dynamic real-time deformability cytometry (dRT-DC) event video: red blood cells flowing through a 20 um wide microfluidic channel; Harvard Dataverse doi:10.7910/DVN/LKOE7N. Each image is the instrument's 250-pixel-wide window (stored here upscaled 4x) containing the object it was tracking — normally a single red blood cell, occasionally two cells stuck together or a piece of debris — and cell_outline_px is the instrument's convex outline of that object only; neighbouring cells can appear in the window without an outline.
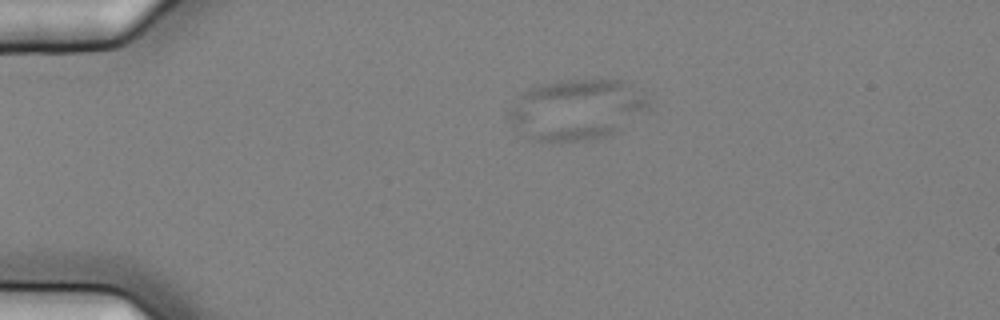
{"species": "common noctule bat (a hibernating species)", "species_latin": "Nyctalus noctula", "temperature_condition": "cold", "stored_images_in_passage": 10, "camera_frame_rate_fps": 3000, "um_per_image_px": 0.085, "animal": {"sex": "female", "body_mass_g": 25.1}, "frame": {"image": 1, "passage_image": 4, "time_ms": 1.0, "image_size_px": [1000, 320], "cell_outline_px": [[648, 108], [612, 136], [588, 140], [552, 144], [536, 140], [528, 136], [512, 124], [508, 116], [508, 112], [512, 104], [528, 88], [540, 84], [560, 80], [620, 80], [644, 96], [648, 100]], "centroid_in_image_um": [48.97, 9.35], "position_along_channel_um": 36.0, "area_um2": 49.19}}
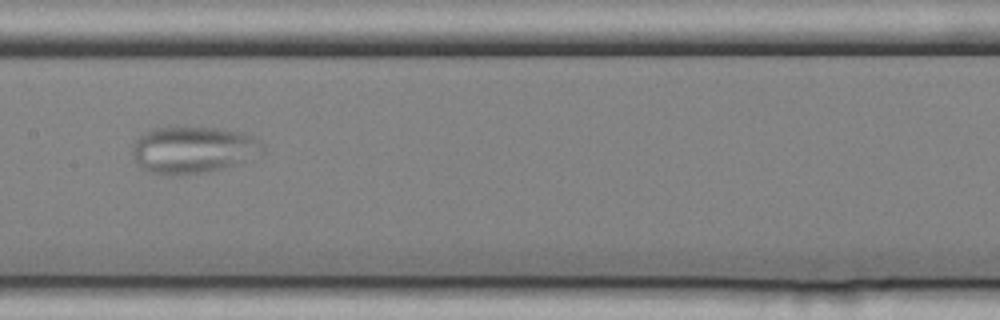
{"frame": {"image": 2, "passage_image": 9, "time_ms": 2.667, "image_size_px": [1000, 320], "cell_outline_px": [[264, 152], [240, 164], [224, 168], [204, 172], [168, 176], [148, 172], [136, 160], [132, 152], [132, 148], [136, 140], [144, 132], [156, 128], [176, 124], [216, 128], [240, 132], [256, 136], [260, 140], [264, 148]], "centroid_in_image_um": [16.44, 12.7], "position_along_channel_um": 191.0, "area_um2": 36.36}}
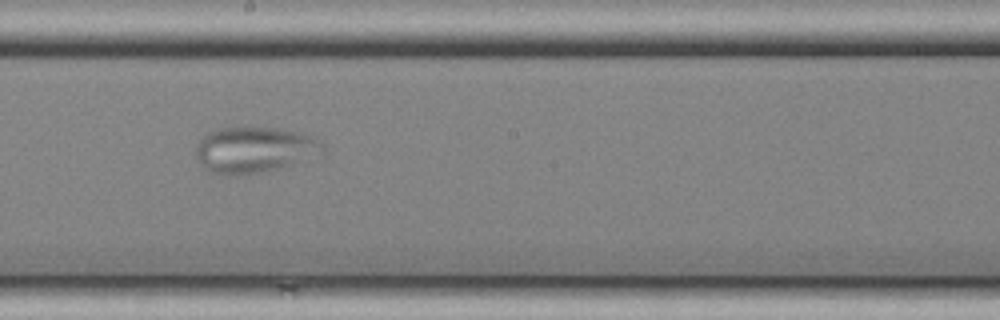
{"frame": {"image": 3, "passage_image": 10, "time_ms": 3.0, "image_size_px": [1000, 320], "cell_outline_px": [[324, 152], [276, 168], [244, 176], [228, 176], [212, 172], [204, 168], [196, 156], [196, 148], [200, 140], [208, 132], [216, 128], [276, 128], [300, 132], [324, 144]], "centroid_in_image_um": [21.55, 12.74], "position_along_channel_um": 226.7, "area_um2": 33.41}}